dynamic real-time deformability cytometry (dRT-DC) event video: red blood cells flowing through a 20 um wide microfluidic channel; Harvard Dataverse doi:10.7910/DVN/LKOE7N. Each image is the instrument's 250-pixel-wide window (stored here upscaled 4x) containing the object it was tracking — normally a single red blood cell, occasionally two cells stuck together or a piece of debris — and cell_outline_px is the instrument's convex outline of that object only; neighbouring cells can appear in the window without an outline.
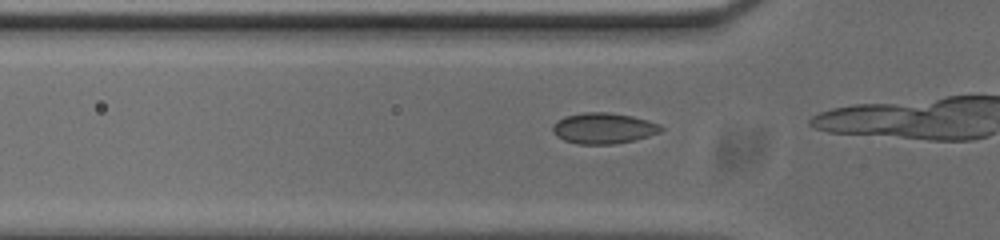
{"species": "common noctule bat (a hibernating species)", "species_latin": "Nyctalus noctula", "temperature_condition": "cold", "stored_images_in_passage": 15, "camera_frame_rate_fps": 3000, "um_per_image_px": 0.085, "animal": {"sex": "male", "body_mass_g": 20.0, "forearm_length_mm": 53.3}, "frame": {"image": 1, "passage_image": 11, "time_ms": 3.333, "image_size_px": [1000, 240], "cell_outline_px": [[664, 128], [660, 132], [648, 136], [632, 140], [612, 144], [576, 144], [564, 140], [556, 136], [552, 132], [552, 124], [556, 120], [564, 116], [584, 112], [608, 112], [632, 116], [648, 120], [660, 124]], "centroid_in_image_um": [51.26, 10.89], "position_along_channel_um": 74.5, "area_um2": 19.59}}